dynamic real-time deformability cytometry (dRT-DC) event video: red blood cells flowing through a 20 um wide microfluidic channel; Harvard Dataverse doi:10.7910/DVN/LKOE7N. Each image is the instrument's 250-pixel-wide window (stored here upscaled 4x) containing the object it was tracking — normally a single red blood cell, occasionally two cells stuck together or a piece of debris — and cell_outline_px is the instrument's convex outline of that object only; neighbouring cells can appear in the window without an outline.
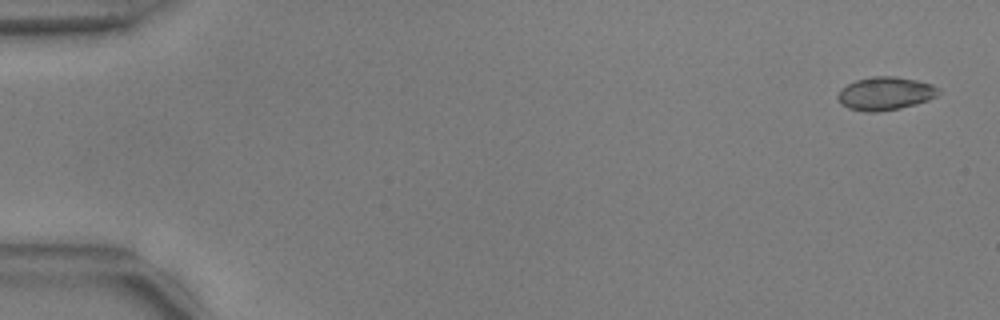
{"species": "common noctule bat (a hibernating species)", "species_latin": "Nyctalus noctula", "temperature_condition": "warm", "stored_images_in_passage": 54, "camera_frame_rate_fps": 3000, "um_per_image_px": 0.085, "animal": {"sex": "male", "body_mass_g": 17.9, "forearm_length_mm": 54.2}, "frame": {"image": 1, "passage_image": 2, "time_ms": 0.333, "image_size_px": [1000, 320], "cell_outline_px": [[940, 92], [936, 96], [928, 100], [916, 104], [900, 108], [880, 112], [864, 112], [848, 108], [840, 104], [836, 96], [840, 88], [856, 80], [872, 76], [896, 76], [916, 80], [932, 84]], "centroid_in_image_um": [75.2, 7.95], "position_along_channel_um": 9.8, "area_um2": 19.65}}
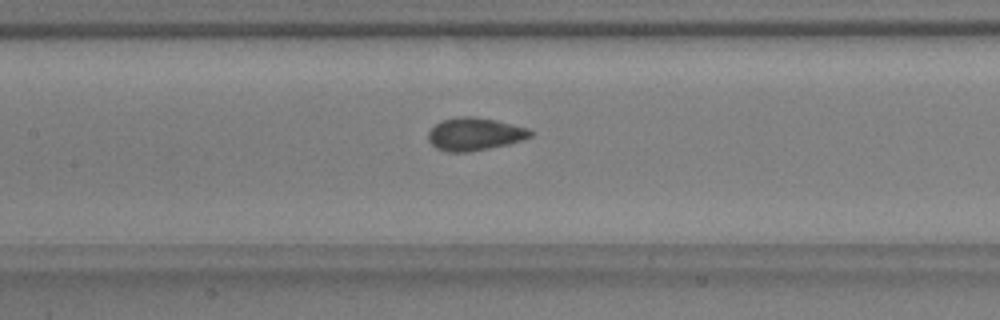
{"frame": {"image": 2, "passage_image": 26, "time_ms": 8.333, "image_size_px": [1000, 320], "cell_outline_px": [[536, 132], [532, 136], [524, 140], [508, 144], [468, 152], [448, 152], [436, 148], [428, 140], [428, 132], [440, 120], [460, 116], [476, 116], [496, 120], [528, 128]], "centroid_in_image_um": [40.37, 11.39], "position_along_channel_um": 167.0, "area_um2": 19.71}}
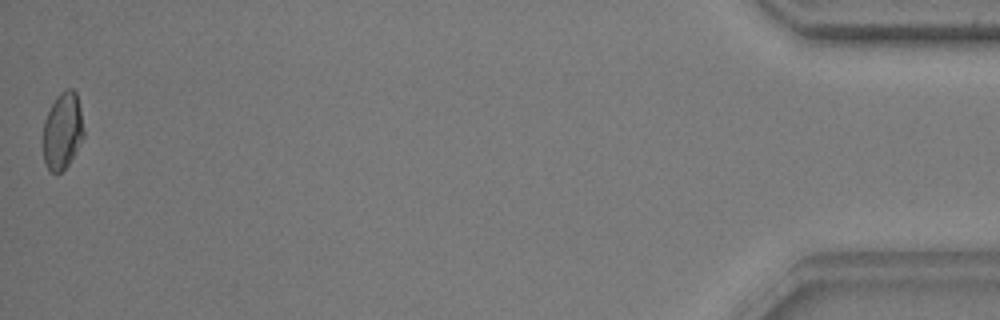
{"frame": {"image": 3, "passage_image": 54, "time_ms": 17.667, "image_size_px": [1000, 320], "cell_outline_px": [[84, 136], [68, 164], [56, 176], [44, 164], [40, 140], [44, 120], [56, 96], [60, 92], [68, 88], [72, 88], [76, 92], [80, 108], [84, 132]], "centroid_in_image_um": [5.26, 11.15], "position_along_channel_um": 429.9, "area_um2": 18.67}, "authors_computed_cell_mechanics": {"area_um2": 19.0162, "velocity_mm_per_s": 3.7547, "shape_relaxation_time_tau1_ms": 5.7708, "shape_relaxation_time_tau2_ms": 0.5983, "deformation_change_tau1": 0.1214, "deformation_change_tau2": 0.0432}}